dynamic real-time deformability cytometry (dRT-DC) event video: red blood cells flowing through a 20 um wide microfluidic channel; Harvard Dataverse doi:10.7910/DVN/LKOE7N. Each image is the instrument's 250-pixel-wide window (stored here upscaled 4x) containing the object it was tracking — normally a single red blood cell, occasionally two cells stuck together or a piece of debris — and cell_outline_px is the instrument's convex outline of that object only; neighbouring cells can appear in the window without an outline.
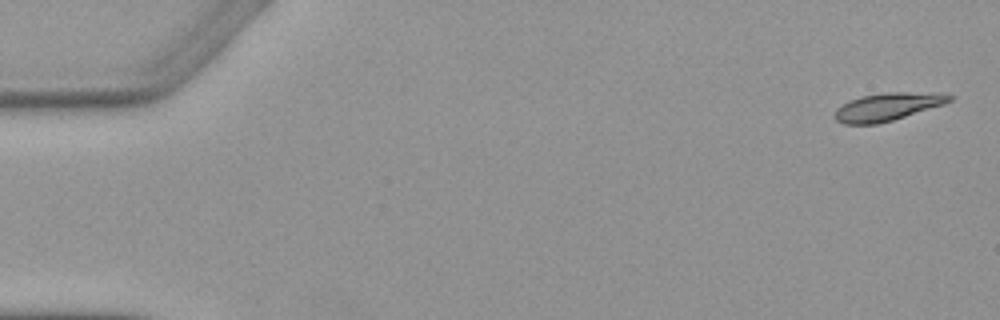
{"species": "Egyptian fruit bat (a non-hibernating species)", "species_latin": "Rousettus aegyptiacus", "temperature_condition": "warm", "stored_images_in_passage": 6, "camera_frame_rate_fps": 3000, "um_per_image_px": 0.085, "animal": {"sex": "female"}, "frame": {"image": 1, "passage_image": 1, "time_ms": 0.0, "image_size_px": [1000, 320], "cell_outline_px": [[956, 96], [952, 100], [944, 104], [892, 120], [876, 124], [844, 124], [836, 120], [832, 116], [836, 108], [848, 100], [860, 96], [884, 92], [944, 92]], "centroid_in_image_um": [75.45, 9.05], "position_along_channel_um": 9.5, "area_um2": 18.96}}
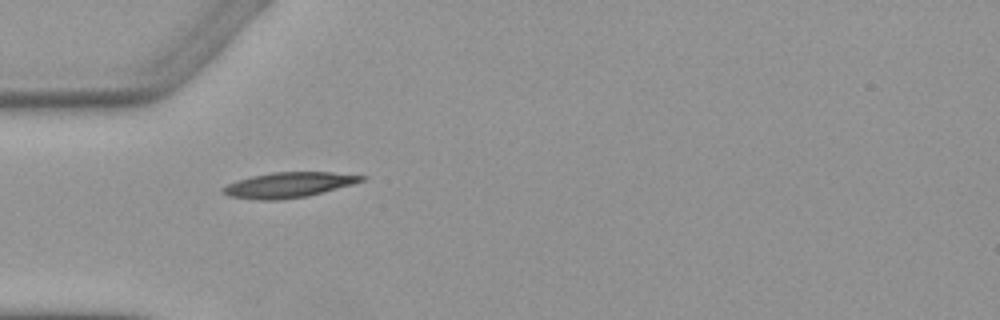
{"frame": {"image": 2, "passage_image": 5, "time_ms": 5.0, "image_size_px": [1000, 320], "cell_outline_px": [[368, 176], [364, 180], [352, 184], [324, 192], [308, 196], [280, 200], [260, 200], [228, 196], [220, 192], [220, 188], [228, 184], [252, 176], [272, 172], [332, 172]], "centroid_in_image_um": [24.52, 15.72], "position_along_channel_um": 60.5, "area_um2": 20.4}}